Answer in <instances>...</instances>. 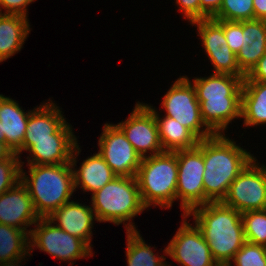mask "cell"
<instances>
[{"mask_svg":"<svg viewBox=\"0 0 266 266\" xmlns=\"http://www.w3.org/2000/svg\"><path fill=\"white\" fill-rule=\"evenodd\" d=\"M196 226L210 247L211 255L219 266L231 260L246 242L242 213L222 202H208L191 210Z\"/></svg>","mask_w":266,"mask_h":266,"instance_id":"6da1fadb","label":"cell"},{"mask_svg":"<svg viewBox=\"0 0 266 266\" xmlns=\"http://www.w3.org/2000/svg\"><path fill=\"white\" fill-rule=\"evenodd\" d=\"M253 159L252 154L226 138L225 134L203 139L204 205L222 202L231 182Z\"/></svg>","mask_w":266,"mask_h":266,"instance_id":"7a4b0ae2","label":"cell"},{"mask_svg":"<svg viewBox=\"0 0 266 266\" xmlns=\"http://www.w3.org/2000/svg\"><path fill=\"white\" fill-rule=\"evenodd\" d=\"M245 77L213 73L207 78L198 77L192 81L202 119L214 134H224L229 122L241 118V92Z\"/></svg>","mask_w":266,"mask_h":266,"instance_id":"3957f363","label":"cell"},{"mask_svg":"<svg viewBox=\"0 0 266 266\" xmlns=\"http://www.w3.org/2000/svg\"><path fill=\"white\" fill-rule=\"evenodd\" d=\"M80 151L77 143L73 150L71 163L28 164L30 178L23 172L24 162H21V181L27 187L35 211L40 218L49 217L55 210L71 200L75 191L73 168L76 166V156Z\"/></svg>","mask_w":266,"mask_h":266,"instance_id":"277c9868","label":"cell"},{"mask_svg":"<svg viewBox=\"0 0 266 266\" xmlns=\"http://www.w3.org/2000/svg\"><path fill=\"white\" fill-rule=\"evenodd\" d=\"M92 194V209L97 222L125 224L126 231L137 230L130 222L147 207L143 204L136 177L116 176Z\"/></svg>","mask_w":266,"mask_h":266,"instance_id":"5b68a950","label":"cell"},{"mask_svg":"<svg viewBox=\"0 0 266 266\" xmlns=\"http://www.w3.org/2000/svg\"><path fill=\"white\" fill-rule=\"evenodd\" d=\"M143 204L170 208L176 200L178 164L176 151L142 158L136 174Z\"/></svg>","mask_w":266,"mask_h":266,"instance_id":"8992f818","label":"cell"},{"mask_svg":"<svg viewBox=\"0 0 266 266\" xmlns=\"http://www.w3.org/2000/svg\"><path fill=\"white\" fill-rule=\"evenodd\" d=\"M161 102L162 108L166 110L165 116L187 127L199 140L215 135L202 119L195 88L187 76L178 78Z\"/></svg>","mask_w":266,"mask_h":266,"instance_id":"52a82bcc","label":"cell"},{"mask_svg":"<svg viewBox=\"0 0 266 266\" xmlns=\"http://www.w3.org/2000/svg\"><path fill=\"white\" fill-rule=\"evenodd\" d=\"M36 223L34 225L36 228L29 234L30 251L36 247L53 258L71 261L70 266L75 264L74 260L92 256V248L83 240L52 225V221L48 218H40Z\"/></svg>","mask_w":266,"mask_h":266,"instance_id":"ba28073f","label":"cell"},{"mask_svg":"<svg viewBox=\"0 0 266 266\" xmlns=\"http://www.w3.org/2000/svg\"><path fill=\"white\" fill-rule=\"evenodd\" d=\"M178 180L176 199L181 200L183 215L195 207L204 205L203 139L192 149L177 150Z\"/></svg>","mask_w":266,"mask_h":266,"instance_id":"9c48e42d","label":"cell"},{"mask_svg":"<svg viewBox=\"0 0 266 266\" xmlns=\"http://www.w3.org/2000/svg\"><path fill=\"white\" fill-rule=\"evenodd\" d=\"M266 201V166L254 158L234 179L222 203L240 213L263 210Z\"/></svg>","mask_w":266,"mask_h":266,"instance_id":"30bf717a","label":"cell"},{"mask_svg":"<svg viewBox=\"0 0 266 266\" xmlns=\"http://www.w3.org/2000/svg\"><path fill=\"white\" fill-rule=\"evenodd\" d=\"M102 130L98 153L117 176L136 177L142 158L123 131L110 123L105 124Z\"/></svg>","mask_w":266,"mask_h":266,"instance_id":"8fae6325","label":"cell"},{"mask_svg":"<svg viewBox=\"0 0 266 266\" xmlns=\"http://www.w3.org/2000/svg\"><path fill=\"white\" fill-rule=\"evenodd\" d=\"M182 225L176 231L164 252L182 266H219L213 259L208 243L201 230L186 222L183 216Z\"/></svg>","mask_w":266,"mask_h":266,"instance_id":"7c38bea8","label":"cell"},{"mask_svg":"<svg viewBox=\"0 0 266 266\" xmlns=\"http://www.w3.org/2000/svg\"><path fill=\"white\" fill-rule=\"evenodd\" d=\"M117 126L123 131L141 158L147 157L148 151L150 156L164 152L157 121L148 104L136 103L131 115Z\"/></svg>","mask_w":266,"mask_h":266,"instance_id":"4fadbf2b","label":"cell"},{"mask_svg":"<svg viewBox=\"0 0 266 266\" xmlns=\"http://www.w3.org/2000/svg\"><path fill=\"white\" fill-rule=\"evenodd\" d=\"M39 219L28 189L21 180L0 195L1 224L19 228L30 234L31 229L26 228L35 225Z\"/></svg>","mask_w":266,"mask_h":266,"instance_id":"5bb4252c","label":"cell"},{"mask_svg":"<svg viewBox=\"0 0 266 266\" xmlns=\"http://www.w3.org/2000/svg\"><path fill=\"white\" fill-rule=\"evenodd\" d=\"M76 144L77 138L74 136L70 125L66 122L54 134V140L34 141L26 150L32 156L30 158L27 157L28 164L54 165L71 163Z\"/></svg>","mask_w":266,"mask_h":266,"instance_id":"9a60e30c","label":"cell"},{"mask_svg":"<svg viewBox=\"0 0 266 266\" xmlns=\"http://www.w3.org/2000/svg\"><path fill=\"white\" fill-rule=\"evenodd\" d=\"M47 218L61 230L83 240L91 248L93 220H97L91 205H82L71 200Z\"/></svg>","mask_w":266,"mask_h":266,"instance_id":"2e32d148","label":"cell"},{"mask_svg":"<svg viewBox=\"0 0 266 266\" xmlns=\"http://www.w3.org/2000/svg\"><path fill=\"white\" fill-rule=\"evenodd\" d=\"M62 111L51 101L30 112L23 140V151L34 141L54 140V134L66 123Z\"/></svg>","mask_w":266,"mask_h":266,"instance_id":"e0dca14e","label":"cell"},{"mask_svg":"<svg viewBox=\"0 0 266 266\" xmlns=\"http://www.w3.org/2000/svg\"><path fill=\"white\" fill-rule=\"evenodd\" d=\"M241 45L236 58L240 70L247 75L266 53V21H241Z\"/></svg>","mask_w":266,"mask_h":266,"instance_id":"ac0fdd59","label":"cell"},{"mask_svg":"<svg viewBox=\"0 0 266 266\" xmlns=\"http://www.w3.org/2000/svg\"><path fill=\"white\" fill-rule=\"evenodd\" d=\"M30 112L31 110L24 112L15 100L0 94V121L4 142L18 156L23 151V140Z\"/></svg>","mask_w":266,"mask_h":266,"instance_id":"d6986e66","label":"cell"},{"mask_svg":"<svg viewBox=\"0 0 266 266\" xmlns=\"http://www.w3.org/2000/svg\"><path fill=\"white\" fill-rule=\"evenodd\" d=\"M27 17L18 14H0V62L21 50L29 34Z\"/></svg>","mask_w":266,"mask_h":266,"instance_id":"ffe728a7","label":"cell"},{"mask_svg":"<svg viewBox=\"0 0 266 266\" xmlns=\"http://www.w3.org/2000/svg\"><path fill=\"white\" fill-rule=\"evenodd\" d=\"M73 174L75 191L81 185L83 191L93 193L117 176L99 153L84 160L78 170L73 169Z\"/></svg>","mask_w":266,"mask_h":266,"instance_id":"44dd1931","label":"cell"},{"mask_svg":"<svg viewBox=\"0 0 266 266\" xmlns=\"http://www.w3.org/2000/svg\"><path fill=\"white\" fill-rule=\"evenodd\" d=\"M241 117L247 127L266 124V82L243 81Z\"/></svg>","mask_w":266,"mask_h":266,"instance_id":"7402d4cb","label":"cell"},{"mask_svg":"<svg viewBox=\"0 0 266 266\" xmlns=\"http://www.w3.org/2000/svg\"><path fill=\"white\" fill-rule=\"evenodd\" d=\"M148 107L154 112L164 151L174 152L198 146L200 140L187 127H184L177 120L169 116H164L163 119L160 118L155 108L149 105Z\"/></svg>","mask_w":266,"mask_h":266,"instance_id":"603a6c76","label":"cell"},{"mask_svg":"<svg viewBox=\"0 0 266 266\" xmlns=\"http://www.w3.org/2000/svg\"><path fill=\"white\" fill-rule=\"evenodd\" d=\"M29 233L0 223V262L30 254Z\"/></svg>","mask_w":266,"mask_h":266,"instance_id":"cb8c5ba5","label":"cell"},{"mask_svg":"<svg viewBox=\"0 0 266 266\" xmlns=\"http://www.w3.org/2000/svg\"><path fill=\"white\" fill-rule=\"evenodd\" d=\"M127 247L126 256L128 266H170L163 262L166 258L154 254L147 245L139 231H126ZM158 256V257H157Z\"/></svg>","mask_w":266,"mask_h":266,"instance_id":"d4e9b609","label":"cell"},{"mask_svg":"<svg viewBox=\"0 0 266 266\" xmlns=\"http://www.w3.org/2000/svg\"><path fill=\"white\" fill-rule=\"evenodd\" d=\"M245 240L266 246V211L255 210L242 213Z\"/></svg>","mask_w":266,"mask_h":266,"instance_id":"484cf974","label":"cell"},{"mask_svg":"<svg viewBox=\"0 0 266 266\" xmlns=\"http://www.w3.org/2000/svg\"><path fill=\"white\" fill-rule=\"evenodd\" d=\"M214 67L213 73L229 74L233 76H246L239 68L236 54L227 43L217 50H205Z\"/></svg>","mask_w":266,"mask_h":266,"instance_id":"4316f807","label":"cell"},{"mask_svg":"<svg viewBox=\"0 0 266 266\" xmlns=\"http://www.w3.org/2000/svg\"><path fill=\"white\" fill-rule=\"evenodd\" d=\"M214 20L244 21L254 19L253 0H223Z\"/></svg>","mask_w":266,"mask_h":266,"instance_id":"83f0119b","label":"cell"},{"mask_svg":"<svg viewBox=\"0 0 266 266\" xmlns=\"http://www.w3.org/2000/svg\"><path fill=\"white\" fill-rule=\"evenodd\" d=\"M196 25L205 50H217L227 43L223 27L214 19L208 18L191 23Z\"/></svg>","mask_w":266,"mask_h":266,"instance_id":"f1b7e54d","label":"cell"},{"mask_svg":"<svg viewBox=\"0 0 266 266\" xmlns=\"http://www.w3.org/2000/svg\"><path fill=\"white\" fill-rule=\"evenodd\" d=\"M231 261L235 266H266V246L246 241Z\"/></svg>","mask_w":266,"mask_h":266,"instance_id":"f546056e","label":"cell"},{"mask_svg":"<svg viewBox=\"0 0 266 266\" xmlns=\"http://www.w3.org/2000/svg\"><path fill=\"white\" fill-rule=\"evenodd\" d=\"M16 153L0 162V195L21 180V160ZM20 160V161H19Z\"/></svg>","mask_w":266,"mask_h":266,"instance_id":"4dcf8cb0","label":"cell"},{"mask_svg":"<svg viewBox=\"0 0 266 266\" xmlns=\"http://www.w3.org/2000/svg\"><path fill=\"white\" fill-rule=\"evenodd\" d=\"M222 27L228 46L237 54L241 45V21L216 20Z\"/></svg>","mask_w":266,"mask_h":266,"instance_id":"1f68e13d","label":"cell"},{"mask_svg":"<svg viewBox=\"0 0 266 266\" xmlns=\"http://www.w3.org/2000/svg\"><path fill=\"white\" fill-rule=\"evenodd\" d=\"M176 4L190 23L200 20V0H176Z\"/></svg>","mask_w":266,"mask_h":266,"instance_id":"d6a6232c","label":"cell"},{"mask_svg":"<svg viewBox=\"0 0 266 266\" xmlns=\"http://www.w3.org/2000/svg\"><path fill=\"white\" fill-rule=\"evenodd\" d=\"M33 1L34 0H0V14H2V8H4V14H18L28 17L26 8L27 5Z\"/></svg>","mask_w":266,"mask_h":266,"instance_id":"836d02e7","label":"cell"},{"mask_svg":"<svg viewBox=\"0 0 266 266\" xmlns=\"http://www.w3.org/2000/svg\"><path fill=\"white\" fill-rule=\"evenodd\" d=\"M243 81L266 82V53L258 60L257 64L246 75Z\"/></svg>","mask_w":266,"mask_h":266,"instance_id":"e575fe53","label":"cell"},{"mask_svg":"<svg viewBox=\"0 0 266 266\" xmlns=\"http://www.w3.org/2000/svg\"><path fill=\"white\" fill-rule=\"evenodd\" d=\"M223 0H200V20L212 18L220 9Z\"/></svg>","mask_w":266,"mask_h":266,"instance_id":"d590c367","label":"cell"},{"mask_svg":"<svg viewBox=\"0 0 266 266\" xmlns=\"http://www.w3.org/2000/svg\"><path fill=\"white\" fill-rule=\"evenodd\" d=\"M254 19L266 21V0H253Z\"/></svg>","mask_w":266,"mask_h":266,"instance_id":"8d00e7d4","label":"cell"},{"mask_svg":"<svg viewBox=\"0 0 266 266\" xmlns=\"http://www.w3.org/2000/svg\"><path fill=\"white\" fill-rule=\"evenodd\" d=\"M14 154V151L4 141H0V162L10 159Z\"/></svg>","mask_w":266,"mask_h":266,"instance_id":"74e56055","label":"cell"},{"mask_svg":"<svg viewBox=\"0 0 266 266\" xmlns=\"http://www.w3.org/2000/svg\"><path fill=\"white\" fill-rule=\"evenodd\" d=\"M23 258L24 257L16 258V259H13V260H7L5 262H0V266H18L19 263L21 262L20 260H22Z\"/></svg>","mask_w":266,"mask_h":266,"instance_id":"f35d334b","label":"cell"},{"mask_svg":"<svg viewBox=\"0 0 266 266\" xmlns=\"http://www.w3.org/2000/svg\"><path fill=\"white\" fill-rule=\"evenodd\" d=\"M0 141H4V134L2 132L1 121H0Z\"/></svg>","mask_w":266,"mask_h":266,"instance_id":"ab89813d","label":"cell"},{"mask_svg":"<svg viewBox=\"0 0 266 266\" xmlns=\"http://www.w3.org/2000/svg\"><path fill=\"white\" fill-rule=\"evenodd\" d=\"M264 211H266V201H265V205H264V208H263Z\"/></svg>","mask_w":266,"mask_h":266,"instance_id":"60d3db41","label":"cell"}]
</instances>
